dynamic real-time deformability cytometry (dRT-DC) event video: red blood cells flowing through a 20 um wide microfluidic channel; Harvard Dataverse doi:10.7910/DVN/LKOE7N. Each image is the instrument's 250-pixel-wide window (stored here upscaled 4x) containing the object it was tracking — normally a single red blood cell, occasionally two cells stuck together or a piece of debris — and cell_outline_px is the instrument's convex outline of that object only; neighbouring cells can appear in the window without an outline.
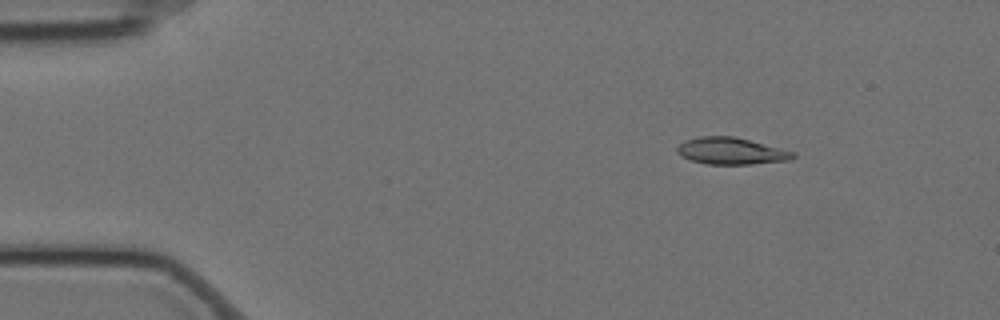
{"species": "Egyptian fruit bat (a non-hibernating species)", "species_latin": "Rousettus aegyptiacus", "temperature_condition": "cold", "stored_images_in_passage": 58, "camera_frame_rate_fps": 3000, "um_per_image_px": 0.085, "animal": {"sex": "female"}, "frame": {"image": 1, "passage_image": 8, "time_ms": 2.333, "image_size_px": [1000, 320], "cell_outline_px": [[796, 156], [792, 160], [752, 164], [708, 164], [692, 160], [680, 156], [676, 152], [676, 148], [680, 144], [688, 140], [700, 136], [732, 136], [796, 152]], "centroid_in_image_um": [62.17, 12.85], "position_along_channel_um": 22.8, "area_um2": 17.98}}
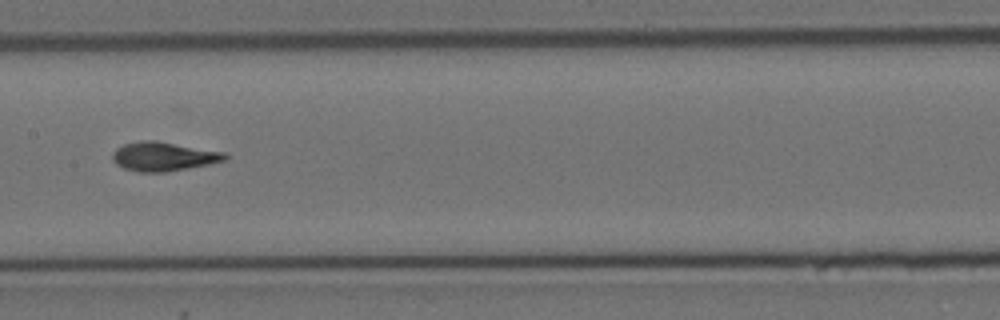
{"frame": {"image": 2, "passage_image": 29, "time_ms": 9.333, "image_size_px": [1000, 320], "cell_outline_px": [[228, 160], [208, 164], [164, 172], [140, 172], [124, 168], [116, 164], [112, 160], [112, 152], [116, 148], [124, 144], [144, 140], [156, 140], [224, 152], [228, 156]], "centroid_in_image_um": [13.88, 13.29], "position_along_channel_um": 193.5, "area_um2": 18.96}}
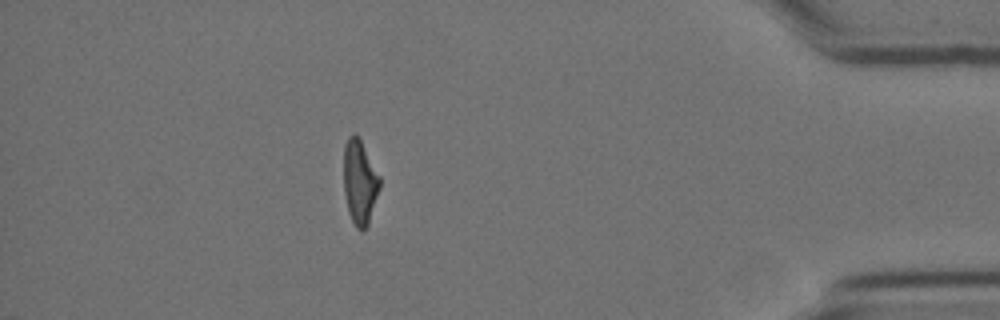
{"frame": {"image": 3, "passage_image": 51, "time_ms": 16.667, "image_size_px": [1000, 320], "cell_outline_px": [[380, 188], [368, 224], [360, 232], [356, 228], [348, 212], [344, 192], [344, 144], [348, 136], [352, 132], [360, 140], [380, 176]], "centroid_in_image_um": [30.57, 15.49], "position_along_channel_um": 404.6, "area_um2": 17.63}, "authors_computed_cell_mechanics": {"area_um2": 18.2359, "velocity_mm_per_s": 3.512, "shape_relaxation_time_tau1_ms": 5.0179, "shape_relaxation_time_tau2_ms": 2.4633, "deformation_change_tau1": 0.1792, "deformation_change_tau2": 0.0748}}